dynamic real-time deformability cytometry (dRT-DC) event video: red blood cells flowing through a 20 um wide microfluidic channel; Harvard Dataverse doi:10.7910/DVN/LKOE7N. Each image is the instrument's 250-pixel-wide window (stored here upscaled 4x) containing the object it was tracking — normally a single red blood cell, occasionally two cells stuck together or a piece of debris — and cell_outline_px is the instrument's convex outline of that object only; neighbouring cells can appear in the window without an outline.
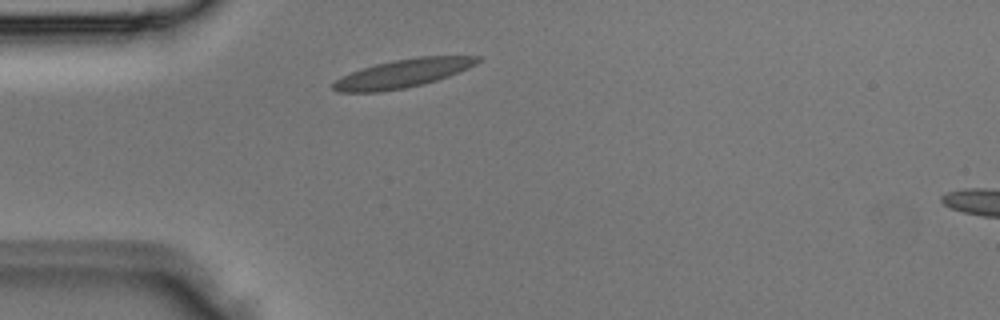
{"species": "Egyptian fruit bat (a non-hibernating species)", "species_latin": "Rousettus aegyptiacus", "temperature_condition": "room temperature", "stored_images_in_passage": 3, "camera_frame_rate_fps": 3000, "um_per_image_px": 0.085, "animal": {"sex": "male"}, "frame": {"image": 1, "passage_image": 3, "time_ms": 0.667, "image_size_px": [1000, 320], "cell_outline_px": [[480, 60], [476, 64], [468, 68], [448, 76], [436, 80], [404, 88], [380, 92], [340, 92], [332, 88], [332, 84], [340, 76], [376, 64], [392, 60], [420, 56], [480, 56]], "centroid_in_image_um": [34.23, 6.23], "position_along_channel_um": 50.8, "area_um2": 23.58}}